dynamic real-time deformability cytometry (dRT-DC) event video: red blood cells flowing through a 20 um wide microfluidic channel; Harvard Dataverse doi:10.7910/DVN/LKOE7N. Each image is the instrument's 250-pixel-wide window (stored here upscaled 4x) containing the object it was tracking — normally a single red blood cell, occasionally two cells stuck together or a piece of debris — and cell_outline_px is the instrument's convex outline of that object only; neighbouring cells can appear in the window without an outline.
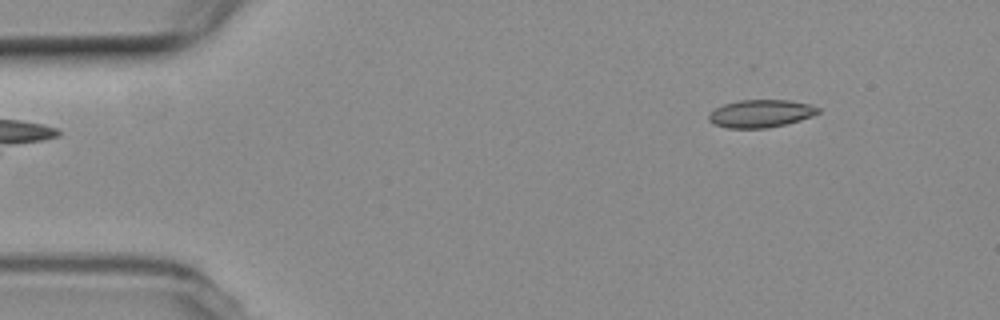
{"species": "common noctule bat (a hibernating species)", "species_latin": "Nyctalus noctula", "temperature_condition": "room temperature", "stored_images_in_passage": 5, "camera_frame_rate_fps": 3000, "um_per_image_px": 0.085, "animal": {"sex": "female", "body_mass_g": 19.3, "forearm_length_mm": 54.1}, "frame": {"image": 1, "passage_image": 1, "time_ms": 0.0, "image_size_px": [1000, 320], "cell_outline_px": [[820, 112], [812, 116], [800, 120], [768, 128], [728, 128], [716, 124], [708, 120], [708, 116], [716, 108], [724, 104], [740, 100], [788, 100], [808, 104], [820, 108]], "centroid_in_image_um": [64.68, 9.65], "position_along_channel_um": 20.3, "area_um2": 17.46}}
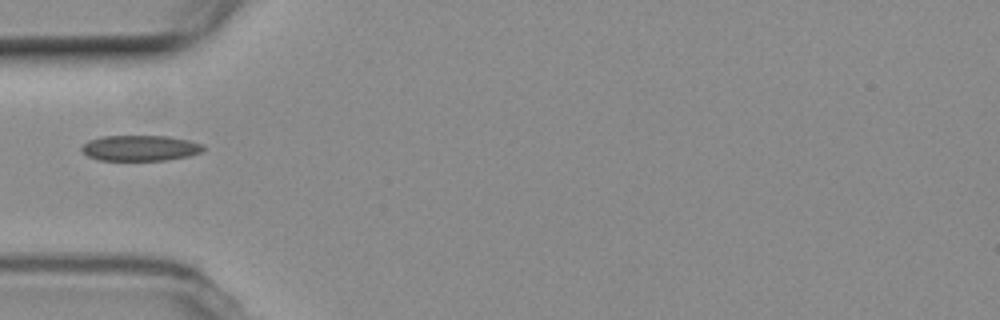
{"frame": {"image": 2, "passage_image": 4, "time_ms": 3.667, "image_size_px": [1000, 320], "cell_outline_px": [[204, 148], [200, 152], [188, 156], [164, 160], [100, 160], [88, 156], [80, 148], [88, 140], [100, 136], [168, 136], [188, 140], [204, 144]], "centroid_in_image_um": [11.9, 12.57], "position_along_channel_um": 73.1, "area_um2": 18.09}}
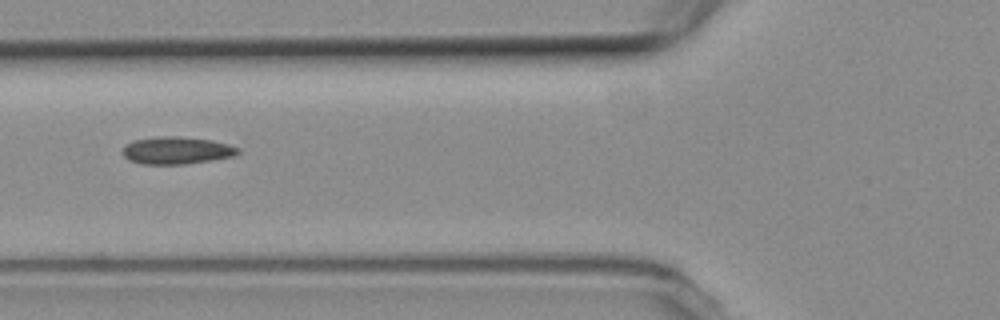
{"frame": {"image": 3, "passage_image": 5, "time_ms": 4.667, "image_size_px": [1000, 320], "cell_outline_px": [[240, 152], [236, 156], [212, 160], [184, 164], [144, 164], [128, 160], [124, 156], [124, 144], [136, 140], [160, 136], [176, 136], [212, 140], [228, 144], [240, 148]], "centroid_in_image_um": [15.05, 12.79], "position_along_channel_um": 110.7, "area_um2": 18.38}}